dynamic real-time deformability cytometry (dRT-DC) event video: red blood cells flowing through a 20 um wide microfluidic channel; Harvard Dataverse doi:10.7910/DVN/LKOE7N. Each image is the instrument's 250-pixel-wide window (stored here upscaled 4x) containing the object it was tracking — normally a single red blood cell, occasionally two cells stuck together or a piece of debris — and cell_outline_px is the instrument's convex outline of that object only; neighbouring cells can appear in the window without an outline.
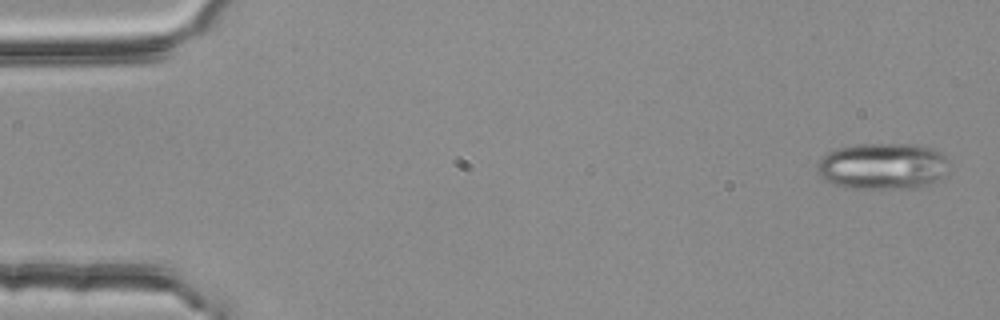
{"species": "common noctule bat (a hibernating species)", "species_latin": "Nyctalus noctula", "temperature_condition": "room temperature", "stored_images_in_passage": 4, "camera_frame_rate_fps": 3000, "um_per_image_px": 0.085, "animal": {"sex": "female", "body_mass_g": 25.1}, "frame": {"image": 1, "passage_image": 1, "time_ms": 0.0, "image_size_px": [1000, 320], "cell_outline_px": [[948, 172], [936, 180], [928, 184], [916, 188], [844, 188], [832, 184], [824, 180], [816, 172], [816, 164], [828, 152], [836, 148], [860, 144], [916, 144], [932, 148], [940, 152], [948, 160]], "centroid_in_image_um": [75.0, 14.12], "position_along_channel_um": 10.0, "area_um2": 36.01}}